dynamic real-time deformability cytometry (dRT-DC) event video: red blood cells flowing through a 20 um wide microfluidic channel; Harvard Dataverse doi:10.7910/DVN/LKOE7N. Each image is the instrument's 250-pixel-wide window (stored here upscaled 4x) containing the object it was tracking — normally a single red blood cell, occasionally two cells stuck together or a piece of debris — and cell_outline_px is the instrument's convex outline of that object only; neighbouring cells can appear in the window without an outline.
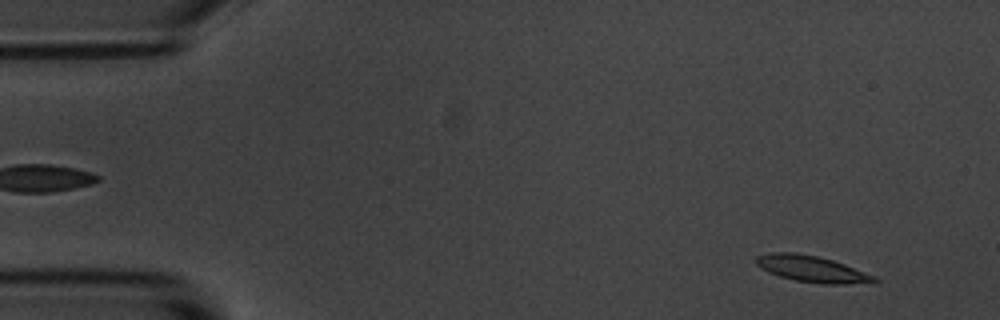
{"species": "common noctule bat (a hibernating species)", "species_latin": "Nyctalus noctula", "temperature_condition": "room temperature", "stored_images_in_passage": 54, "camera_frame_rate_fps": 3000, "um_per_image_px": 0.085, "animal": {"sex": "male", "body_mass_g": 20.1, "forearm_length_mm": 53.5}, "frame": {"image": 1, "passage_image": 4, "time_ms": 1.0, "image_size_px": [1000, 320], "cell_outline_px": [[880, 280], [872, 284], [820, 284], [796, 280], [780, 276], [768, 272], [760, 268], [752, 260], [756, 256], [768, 252], [796, 252], [820, 256], [844, 264], [876, 276]], "centroid_in_image_um": [69.02, 22.86], "position_along_channel_um": 16.0, "area_um2": 18.61}}
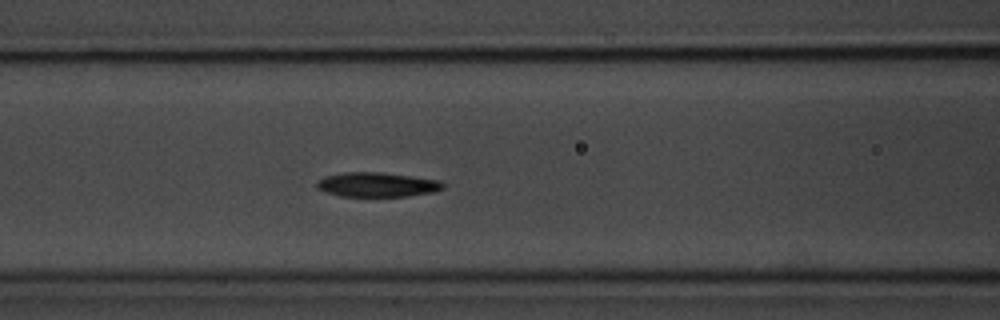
{"frame": {"image": 2, "passage_image": 22, "time_ms": 7.0, "image_size_px": [1000, 320], "cell_outline_px": [[444, 188], [432, 192], [408, 196], [340, 196], [324, 192], [316, 188], [316, 180], [324, 176], [344, 172], [380, 172], [412, 176], [440, 180], [444, 184]], "centroid_in_image_um": [32.0, 15.69], "position_along_channel_um": 134.6, "area_um2": 18.15}}
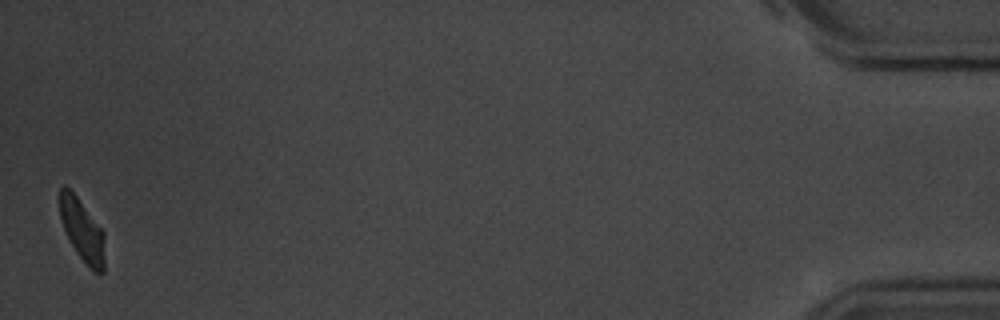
{"frame": {"image": 3, "passage_image": 54, "time_ms": 17.667, "image_size_px": [1000, 320], "cell_outline_px": [[104, 272], [96, 272], [76, 252], [68, 240], [60, 216], [60, 188], [64, 184], [76, 196], [104, 232]], "centroid_in_image_um": [6.98, 19.56], "position_along_channel_um": 428.2, "area_um2": 15.84}, "authors_computed_cell_mechanics": {"area_um2": 18.0336, "velocity_mm_per_s": 3.6291, "shape_relaxation_time_tau1_ms": null, "shape_relaxation_time_tau2_ms": 6.1773, "deformation_change_tau1": null, "deformation_change_tau2": 0.1227}}